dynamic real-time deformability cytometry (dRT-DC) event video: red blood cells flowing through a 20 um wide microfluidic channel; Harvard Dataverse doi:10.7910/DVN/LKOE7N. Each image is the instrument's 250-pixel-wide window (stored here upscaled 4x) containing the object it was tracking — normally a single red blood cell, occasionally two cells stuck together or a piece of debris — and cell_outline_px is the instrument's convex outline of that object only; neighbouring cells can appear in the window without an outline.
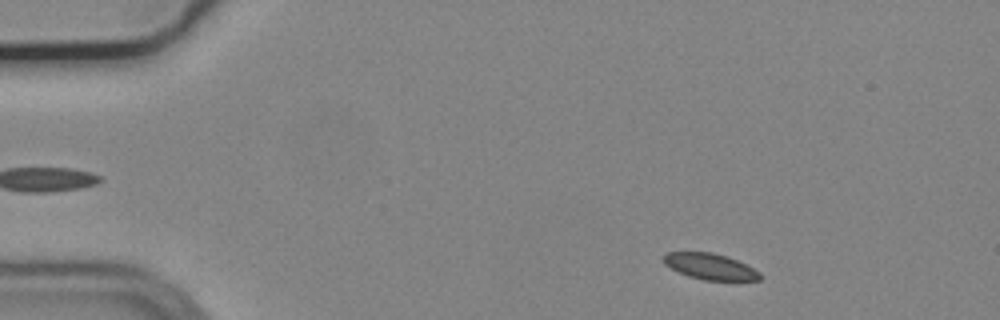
{"species": "common noctule bat (a hibernating species)", "species_latin": "Nyctalus noctula", "temperature_condition": "cold", "stored_images_in_passage": 52, "camera_frame_rate_fps": 3000, "um_per_image_px": 0.085, "animal": {"sex": "male", "body_mass_g": 19.2, "forearm_length_mm": 51.8}, "frame": {"image": 1, "passage_image": 4, "time_ms": 1.0, "image_size_px": [1000, 320], "cell_outline_px": [[764, 276], [760, 280], [704, 280], [688, 276], [664, 264], [664, 252], [712, 252], [728, 256], [760, 272]], "centroid_in_image_um": [60.38, 22.65], "position_along_channel_um": 24.6, "area_um2": 14.57}}
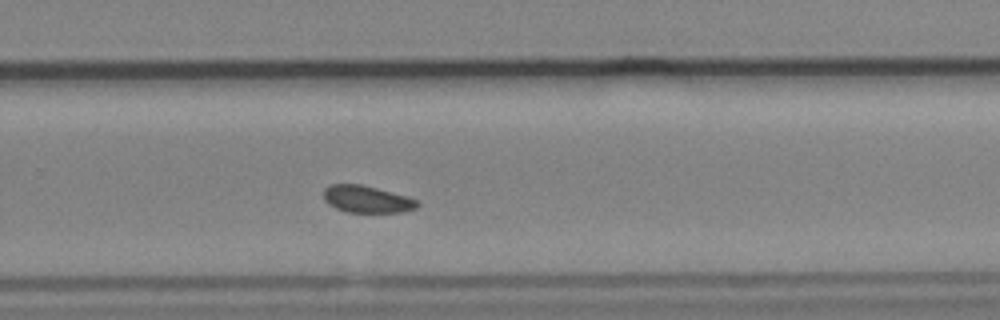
{"frame": {"image": 2, "passage_image": 33, "time_ms": 10.667, "image_size_px": [1000, 320], "cell_outline_px": [[420, 204], [416, 208], [400, 212], [348, 212], [336, 208], [328, 204], [324, 200], [324, 188], [332, 184], [360, 184], [408, 196], [416, 200]], "centroid_in_image_um": [31.17, 16.93], "position_along_channel_um": 298.6, "area_um2": 14.68}}
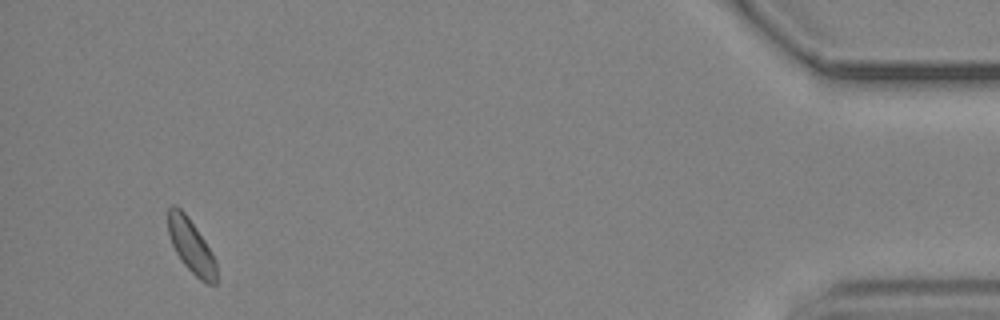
{"frame": {"image": 3, "passage_image": 49, "time_ms": 16.0, "image_size_px": [1000, 320], "cell_outline_px": [[216, 284], [208, 284], [200, 280], [184, 264], [176, 252], [172, 244], [168, 232], [168, 208], [172, 204], [176, 204], [188, 216], [212, 252], [216, 260]], "centroid_in_image_um": [16.24, 20.89], "position_along_channel_um": 419.0, "area_um2": 15.09}}